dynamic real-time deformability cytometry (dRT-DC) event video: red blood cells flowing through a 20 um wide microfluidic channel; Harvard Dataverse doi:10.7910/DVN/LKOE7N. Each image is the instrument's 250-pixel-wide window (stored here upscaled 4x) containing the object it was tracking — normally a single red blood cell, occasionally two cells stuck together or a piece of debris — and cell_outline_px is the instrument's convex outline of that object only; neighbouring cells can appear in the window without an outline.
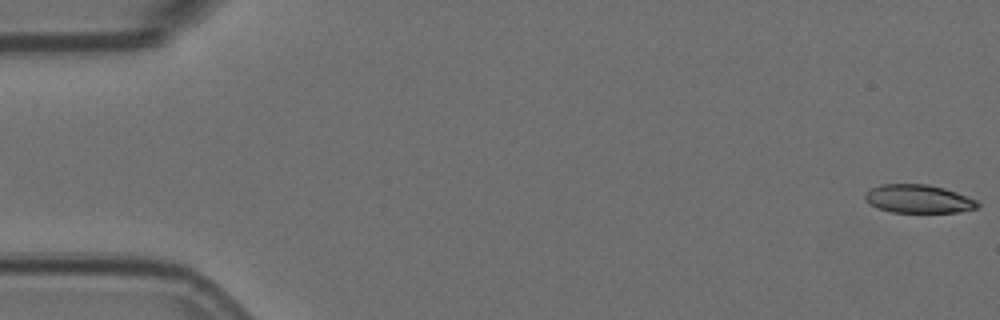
{"species": "Egyptian fruit bat (a non-hibernating species)", "species_latin": "Rousettus aegyptiacus", "temperature_condition": "room temperature", "stored_images_in_passage": 57, "camera_frame_rate_fps": 3000, "um_per_image_px": 0.085, "animal": {"sex": "female"}, "frame": {"image": 1, "passage_image": 1, "time_ms": 0.0, "image_size_px": [1000, 320], "cell_outline_px": [[980, 204], [976, 208], [960, 212], [892, 212], [868, 204], [864, 200], [864, 192], [868, 188], [880, 184], [928, 184], [944, 188], [956, 192], [976, 200]], "centroid_in_image_um": [78.0, 16.89], "position_along_channel_um": 7.0, "area_um2": 18.73}}
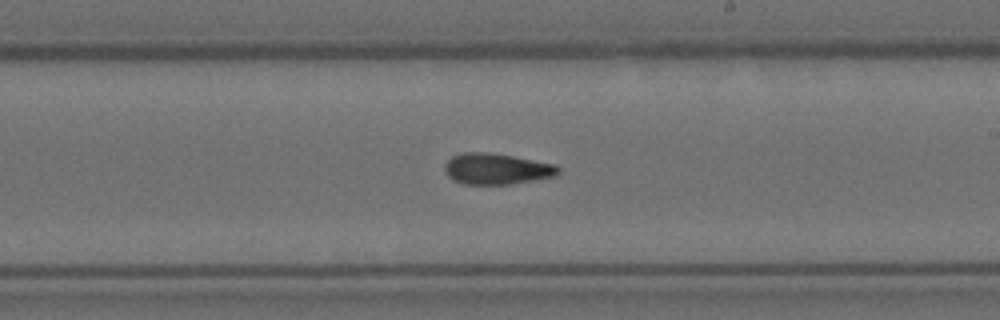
{"frame": {"image": 2, "passage_image": 33, "time_ms": 10.667, "image_size_px": [1000, 320], "cell_outline_px": [[560, 172], [556, 176], [508, 184], [464, 184], [452, 180], [444, 172], [444, 164], [452, 156], [464, 152], [488, 152], [512, 156], [556, 164], [560, 168]], "centroid_in_image_um": [42.19, 14.35], "position_along_channel_um": 246.8, "area_um2": 20.58}}
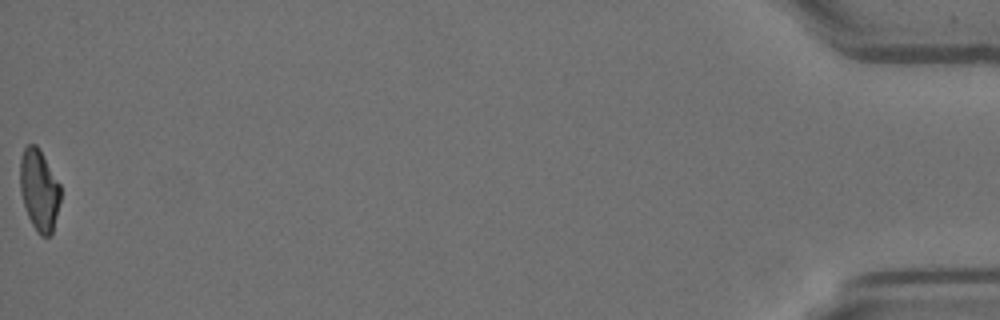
{"frame": {"image": 3, "passage_image": 57, "time_ms": 18.667, "image_size_px": [1000, 320], "cell_outline_px": [[60, 200], [52, 232], [48, 236], [40, 236], [36, 232], [28, 216], [20, 192], [20, 160], [24, 148], [28, 144], [36, 144], [60, 184]], "centroid_in_image_um": [3.32, 16.16], "position_along_channel_um": 431.9, "area_um2": 18.96}, "authors_computed_cell_mechanics": {"area_um2": 20.0566, "velocity_mm_per_s": 3.5985, "shape_relaxation_time_tau1_ms": null, "shape_relaxation_time_tau2_ms": 2.2472, "deformation_change_tau1": null, "deformation_change_tau2": 0.095}}